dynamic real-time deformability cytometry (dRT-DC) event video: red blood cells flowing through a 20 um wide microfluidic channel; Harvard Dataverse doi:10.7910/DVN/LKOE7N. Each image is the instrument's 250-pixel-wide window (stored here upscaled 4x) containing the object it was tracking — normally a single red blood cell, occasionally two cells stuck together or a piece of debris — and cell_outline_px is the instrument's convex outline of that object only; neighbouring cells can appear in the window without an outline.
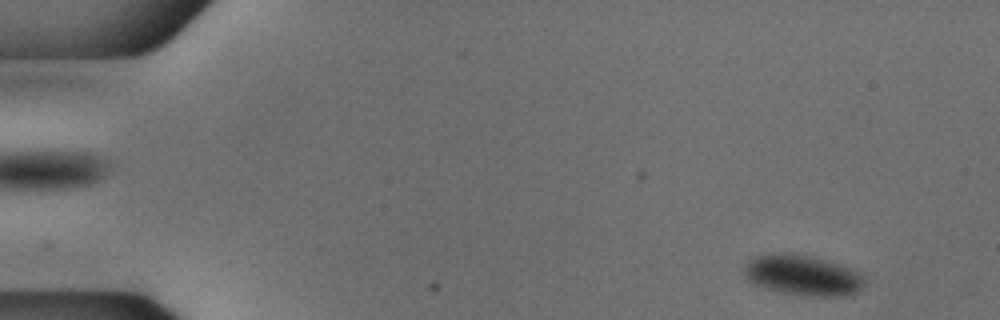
{"species": "common noctule bat (a hibernating species)", "species_latin": "Nyctalus noctula", "temperature_condition": "cold", "stored_images_in_passage": 14, "camera_frame_rate_fps": 3000, "um_per_image_px": 0.085, "animal": {"sex": "male", "body_mass_g": 18.8}, "frame": {"image": 1, "passage_image": 2, "time_ms": 0.333, "image_size_px": [1000, 320], "cell_outline_px": [[864, 284], [856, 292], [844, 296], [804, 296], [768, 288], [756, 284], [748, 280], [744, 272], [744, 268], [756, 256], [768, 252], [792, 252], [816, 256], [852, 268], [864, 276]], "centroid_in_image_um": [68.27, 23.36], "position_along_channel_um": 16.7, "area_um2": 28.5}}
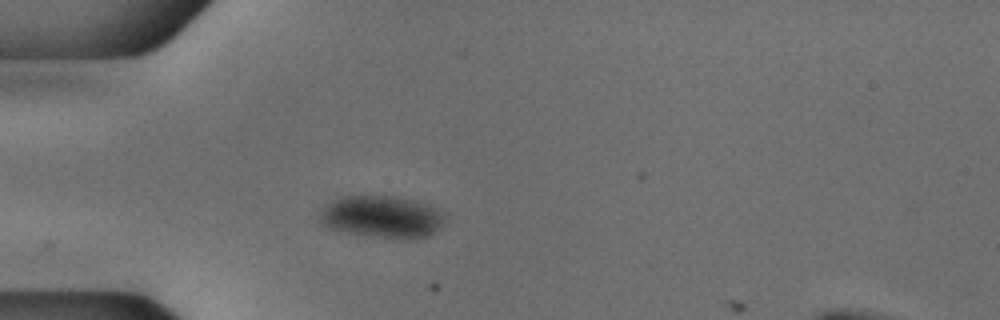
{"frame": {"image": 2, "passage_image": 13, "time_ms": 4.0, "image_size_px": [1000, 320], "cell_outline_px": [[444, 220], [428, 236], [416, 240], [408, 240], [368, 236], [348, 232], [332, 228], [324, 224], [320, 220], [320, 216], [324, 208], [332, 200], [340, 196], [396, 196], [416, 200], [428, 204], [436, 208], [444, 216]], "centroid_in_image_um": [32.49, 18.43], "position_along_channel_um": 52.5, "area_um2": 30.58}}